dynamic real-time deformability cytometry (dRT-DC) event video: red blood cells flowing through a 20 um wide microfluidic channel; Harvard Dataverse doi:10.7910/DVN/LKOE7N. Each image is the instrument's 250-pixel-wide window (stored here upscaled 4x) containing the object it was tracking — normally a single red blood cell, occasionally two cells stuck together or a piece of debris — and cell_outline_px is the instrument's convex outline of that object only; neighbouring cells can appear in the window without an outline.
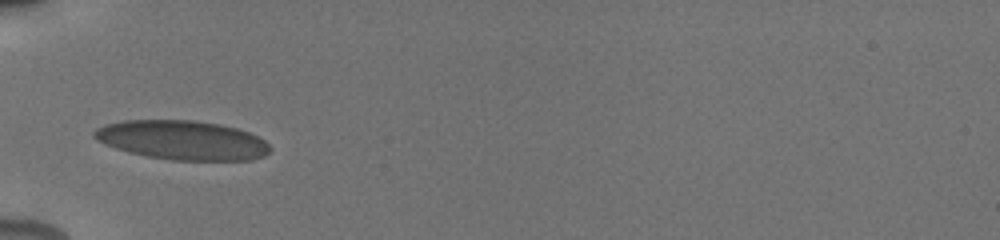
{"species": "human", "species_latin": "Homo sapiens", "temperature_condition": "cold", "stored_images_in_passage": 64, "camera_frame_rate_fps": 3000, "um_per_image_px": 0.085, "donor": {"sex": "male"}, "frame": {"image": 1, "passage_image": 1, "time_ms": 0.0, "image_size_px": [1000, 240], "cell_outline_px": [[272, 148], [264, 156], [252, 160], [172, 160], [148, 156], [128, 152], [104, 144], [96, 140], [92, 136], [92, 132], [96, 128], [104, 124], [124, 120], [196, 120], [220, 124], [236, 128], [248, 132], [264, 140]], "centroid_in_image_um": [15.47, 11.9], "position_along_channel_um": 69.5, "area_um2": 40.34}}
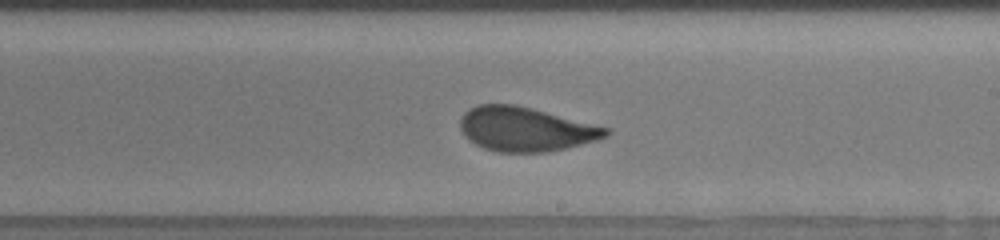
{"frame": {"image": 2, "passage_image": 32, "time_ms": 4.667, "image_size_px": [1000, 240], "cell_outline_px": [[612, 132], [608, 136], [596, 140], [548, 152], [496, 152], [484, 148], [468, 140], [460, 128], [460, 116], [468, 108], [476, 104], [516, 104], [532, 108], [608, 128]], "centroid_in_image_um": [44.62, 10.97], "position_along_channel_um": 244.4, "area_um2": 37.51}}
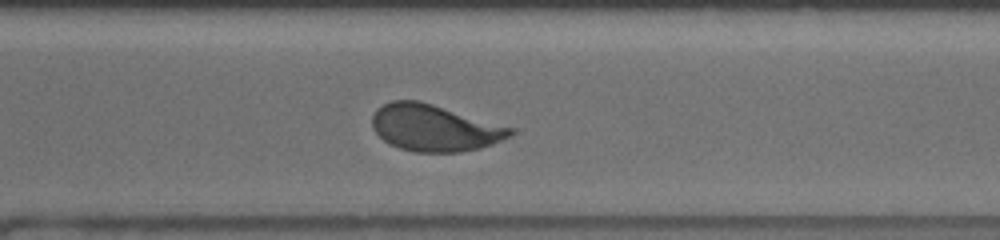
{"frame": {"image": 3, "passage_image": 47, "time_ms": 7.0, "image_size_px": [1000, 240], "cell_outline_px": [[516, 132], [512, 136], [492, 144], [460, 152], [416, 152], [400, 148], [384, 140], [372, 128], [372, 116], [376, 108], [392, 100], [420, 100], [512, 128]], "centroid_in_image_um": [36.9, 10.86], "position_along_channel_um": 333.7, "area_um2": 37.22}, "authors_computed_cell_mechanics": {"area_um2": 37.8012, "velocity_mm_per_s": 3.8321, "shape_relaxation_time_tau1_ms": 3.3983, "shape_relaxation_time_tau2_ms": null, "deformation_change_tau1": 0.1381, "deformation_change_tau2": null}}